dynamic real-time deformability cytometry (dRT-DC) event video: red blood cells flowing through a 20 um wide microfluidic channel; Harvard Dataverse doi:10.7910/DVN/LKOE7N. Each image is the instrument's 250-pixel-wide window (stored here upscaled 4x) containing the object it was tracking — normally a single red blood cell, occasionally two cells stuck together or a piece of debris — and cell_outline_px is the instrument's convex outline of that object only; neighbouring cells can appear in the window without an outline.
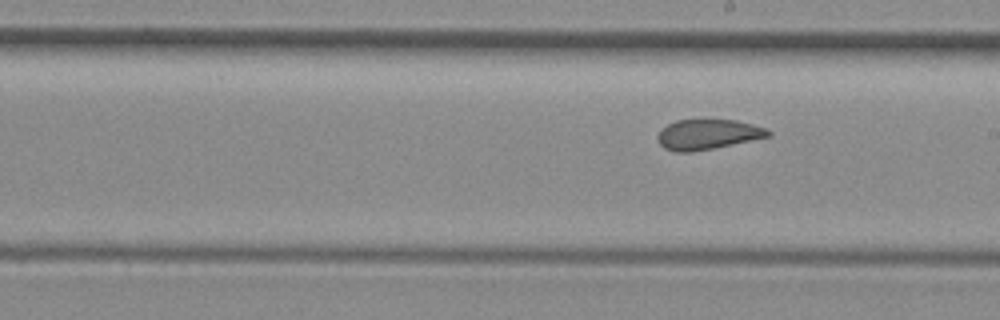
{"species": "common noctule bat (a hibernating species)", "species_latin": "Nyctalus noctula", "temperature_condition": "room temperature", "stored_images_in_passage": 10, "camera_frame_rate_fps": 3000, "um_per_image_px": 0.085, "animal": {"sex": "female", "body_mass_g": 29.2, "forearm_length_mm": 56.3}, "frame": {"image": 1, "passage_image": 10, "time_ms": 3.0, "image_size_px": [1000, 320], "cell_outline_px": [[772, 136], [692, 152], [676, 152], [664, 148], [660, 144], [656, 136], [668, 124], [676, 120], [736, 120], [768, 128], [772, 132]], "centroid_in_image_um": [60.19, 11.42], "position_along_channel_um": 228.8, "area_um2": 19.31}}